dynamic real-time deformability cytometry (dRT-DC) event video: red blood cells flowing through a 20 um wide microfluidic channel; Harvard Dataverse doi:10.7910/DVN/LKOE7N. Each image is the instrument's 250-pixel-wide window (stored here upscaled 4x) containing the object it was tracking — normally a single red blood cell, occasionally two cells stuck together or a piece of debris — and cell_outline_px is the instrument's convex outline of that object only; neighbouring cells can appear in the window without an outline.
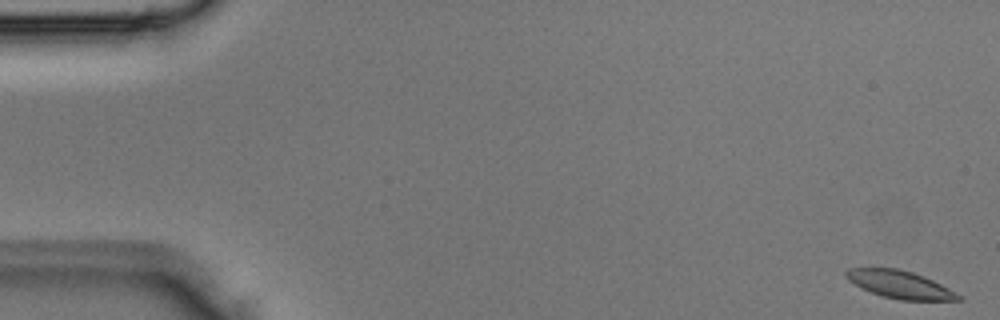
{"species": "Egyptian fruit bat (a non-hibernating species)", "species_latin": "Rousettus aegyptiacus", "temperature_condition": "room temperature", "stored_images_in_passage": 3, "camera_frame_rate_fps": 3000, "um_per_image_px": 0.085, "animal": {"sex": "male"}, "frame": {"image": 1, "passage_image": 1, "time_ms": 0.0, "image_size_px": [1000, 320], "cell_outline_px": [[964, 300], [900, 300], [880, 296], [860, 288], [848, 280], [844, 276], [844, 272], [848, 268], [896, 268], [912, 272], [924, 276], [964, 296]], "centroid_in_image_um": [76.47, 24.19], "position_along_channel_um": 8.5, "area_um2": 18.26}}
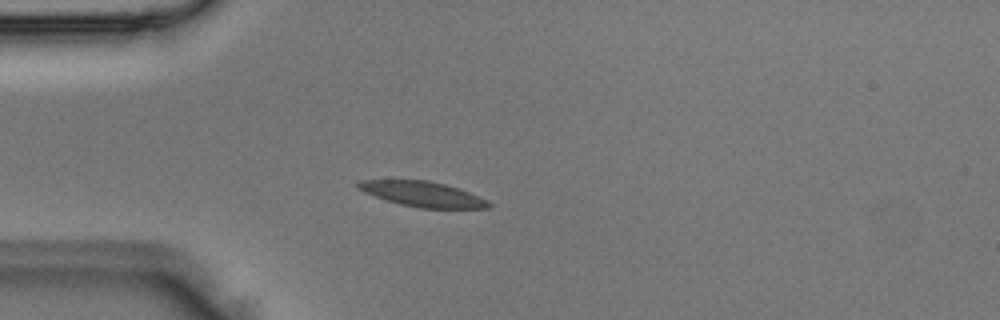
{"frame": {"image": 2, "passage_image": 3, "time_ms": 0.667, "image_size_px": [1000, 320], "cell_outline_px": [[492, 204], [488, 208], [420, 208], [400, 204], [364, 192], [356, 188], [356, 184], [360, 180], [428, 180], [444, 184], [468, 192], [488, 200]], "centroid_in_image_um": [35.91, 16.49], "position_along_channel_um": 49.1, "area_um2": 18.9}}